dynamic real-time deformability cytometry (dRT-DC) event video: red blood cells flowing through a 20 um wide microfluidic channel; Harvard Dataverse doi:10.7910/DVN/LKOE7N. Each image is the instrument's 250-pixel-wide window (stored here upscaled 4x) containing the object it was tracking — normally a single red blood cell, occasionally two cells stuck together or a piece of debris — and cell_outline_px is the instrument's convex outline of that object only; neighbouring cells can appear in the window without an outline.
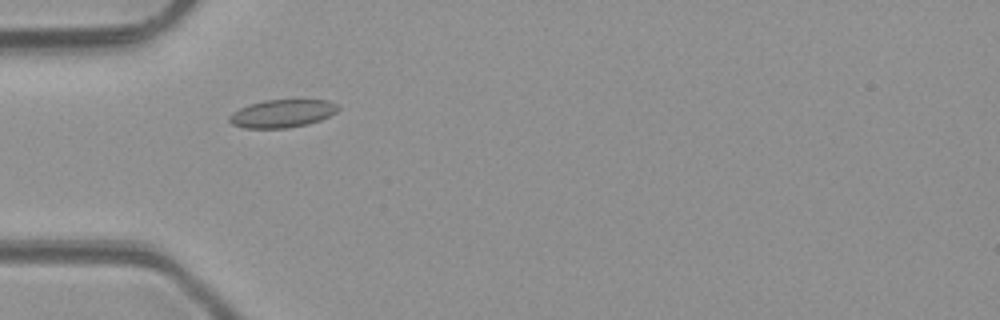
{"species": "common noctule bat (a hibernating species)", "species_latin": "Nyctalus noctula", "temperature_condition": "room temperature", "stored_images_in_passage": 4, "camera_frame_rate_fps": 3000, "um_per_image_px": 0.085, "animal": {"sex": "male", "body_mass_g": 23.1, "forearm_length_mm": 52.7}, "frame": {"image": 1, "passage_image": 4, "time_ms": 3.667, "image_size_px": [1000, 320], "cell_outline_px": [[340, 108], [336, 112], [320, 120], [308, 124], [288, 128], [244, 128], [232, 124], [228, 120], [228, 116], [232, 112], [248, 104], [264, 100], [328, 100], [336, 104]], "centroid_in_image_um": [23.96, 9.65], "position_along_channel_um": 61.0, "area_um2": 17.74}}